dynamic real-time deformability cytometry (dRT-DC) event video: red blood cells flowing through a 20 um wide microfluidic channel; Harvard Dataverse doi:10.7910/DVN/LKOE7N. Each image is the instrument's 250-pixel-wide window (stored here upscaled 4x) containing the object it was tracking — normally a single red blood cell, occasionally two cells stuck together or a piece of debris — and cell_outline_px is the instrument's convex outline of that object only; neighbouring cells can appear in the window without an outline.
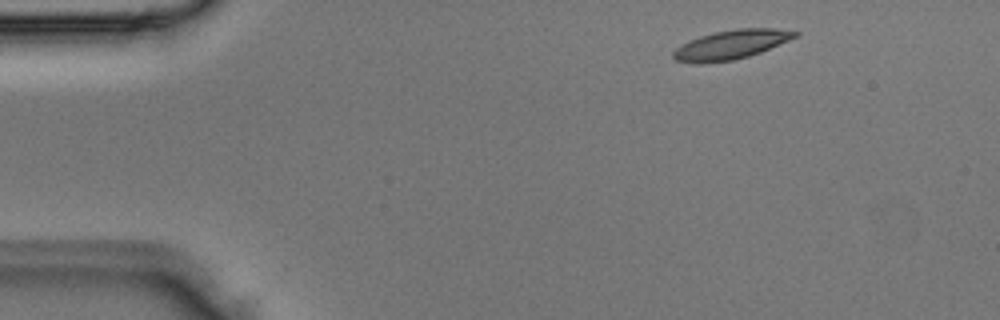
{"species": "Egyptian fruit bat (a non-hibernating species)", "species_latin": "Rousettus aegyptiacus", "temperature_condition": "room temperature", "stored_images_in_passage": 4, "camera_frame_rate_fps": 3000, "um_per_image_px": 0.085, "animal": {"sex": "male"}, "frame": {"image": 1, "passage_image": 1, "time_ms": 0.0, "image_size_px": [1000, 320], "cell_outline_px": [[800, 36], [760, 52], [748, 56], [732, 60], [700, 64], [676, 60], [672, 56], [672, 52], [676, 48], [700, 36], [716, 32], [736, 28], [776, 28], [800, 32]], "centroid_in_image_um": [62.19, 3.79], "position_along_channel_um": 22.8, "area_um2": 20.58}}